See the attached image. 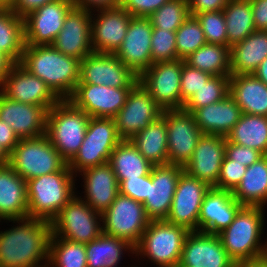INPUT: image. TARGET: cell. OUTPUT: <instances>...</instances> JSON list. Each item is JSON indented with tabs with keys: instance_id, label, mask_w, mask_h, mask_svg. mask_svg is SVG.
<instances>
[{
	"instance_id": "52",
	"label": "cell",
	"mask_w": 267,
	"mask_h": 267,
	"mask_svg": "<svg viewBox=\"0 0 267 267\" xmlns=\"http://www.w3.org/2000/svg\"><path fill=\"white\" fill-rule=\"evenodd\" d=\"M256 30L267 31V0H250Z\"/></svg>"
},
{
	"instance_id": "42",
	"label": "cell",
	"mask_w": 267,
	"mask_h": 267,
	"mask_svg": "<svg viewBox=\"0 0 267 267\" xmlns=\"http://www.w3.org/2000/svg\"><path fill=\"white\" fill-rule=\"evenodd\" d=\"M175 34L178 59H186L190 54L207 43L201 24L192 15L182 23Z\"/></svg>"
},
{
	"instance_id": "1",
	"label": "cell",
	"mask_w": 267,
	"mask_h": 267,
	"mask_svg": "<svg viewBox=\"0 0 267 267\" xmlns=\"http://www.w3.org/2000/svg\"><path fill=\"white\" fill-rule=\"evenodd\" d=\"M14 223L0 230V267H42L48 264L51 222L31 217L7 219Z\"/></svg>"
},
{
	"instance_id": "2",
	"label": "cell",
	"mask_w": 267,
	"mask_h": 267,
	"mask_svg": "<svg viewBox=\"0 0 267 267\" xmlns=\"http://www.w3.org/2000/svg\"><path fill=\"white\" fill-rule=\"evenodd\" d=\"M19 63L43 80L60 100L68 99L79 82L80 60L52 45H25Z\"/></svg>"
},
{
	"instance_id": "48",
	"label": "cell",
	"mask_w": 267,
	"mask_h": 267,
	"mask_svg": "<svg viewBox=\"0 0 267 267\" xmlns=\"http://www.w3.org/2000/svg\"><path fill=\"white\" fill-rule=\"evenodd\" d=\"M225 155L229 159L234 160V162H238L246 167L251 166L253 163L257 162L260 158L264 156L256 149L237 145L235 143L230 142L227 138Z\"/></svg>"
},
{
	"instance_id": "37",
	"label": "cell",
	"mask_w": 267,
	"mask_h": 267,
	"mask_svg": "<svg viewBox=\"0 0 267 267\" xmlns=\"http://www.w3.org/2000/svg\"><path fill=\"white\" fill-rule=\"evenodd\" d=\"M185 63L212 76H230V48L221 44L206 43L190 54Z\"/></svg>"
},
{
	"instance_id": "13",
	"label": "cell",
	"mask_w": 267,
	"mask_h": 267,
	"mask_svg": "<svg viewBox=\"0 0 267 267\" xmlns=\"http://www.w3.org/2000/svg\"><path fill=\"white\" fill-rule=\"evenodd\" d=\"M138 82L139 77L114 54L93 52L80 61L78 84L133 88Z\"/></svg>"
},
{
	"instance_id": "51",
	"label": "cell",
	"mask_w": 267,
	"mask_h": 267,
	"mask_svg": "<svg viewBox=\"0 0 267 267\" xmlns=\"http://www.w3.org/2000/svg\"><path fill=\"white\" fill-rule=\"evenodd\" d=\"M230 0H188L189 14L216 12L223 10Z\"/></svg>"
},
{
	"instance_id": "10",
	"label": "cell",
	"mask_w": 267,
	"mask_h": 267,
	"mask_svg": "<svg viewBox=\"0 0 267 267\" xmlns=\"http://www.w3.org/2000/svg\"><path fill=\"white\" fill-rule=\"evenodd\" d=\"M150 221L141 202L118 194L102 214V230L106 235L127 241L135 248Z\"/></svg>"
},
{
	"instance_id": "54",
	"label": "cell",
	"mask_w": 267,
	"mask_h": 267,
	"mask_svg": "<svg viewBox=\"0 0 267 267\" xmlns=\"http://www.w3.org/2000/svg\"><path fill=\"white\" fill-rule=\"evenodd\" d=\"M54 0H15L12 10L21 17Z\"/></svg>"
},
{
	"instance_id": "27",
	"label": "cell",
	"mask_w": 267,
	"mask_h": 267,
	"mask_svg": "<svg viewBox=\"0 0 267 267\" xmlns=\"http://www.w3.org/2000/svg\"><path fill=\"white\" fill-rule=\"evenodd\" d=\"M81 175L83 199L95 212L103 214L119 194V184L109 162L97 165L77 174Z\"/></svg>"
},
{
	"instance_id": "26",
	"label": "cell",
	"mask_w": 267,
	"mask_h": 267,
	"mask_svg": "<svg viewBox=\"0 0 267 267\" xmlns=\"http://www.w3.org/2000/svg\"><path fill=\"white\" fill-rule=\"evenodd\" d=\"M241 207L231 191L211 187L203 198L198 231L218 235L233 222Z\"/></svg>"
},
{
	"instance_id": "41",
	"label": "cell",
	"mask_w": 267,
	"mask_h": 267,
	"mask_svg": "<svg viewBox=\"0 0 267 267\" xmlns=\"http://www.w3.org/2000/svg\"><path fill=\"white\" fill-rule=\"evenodd\" d=\"M230 76H212L184 104L183 109L193 113L196 109L219 102L229 95Z\"/></svg>"
},
{
	"instance_id": "5",
	"label": "cell",
	"mask_w": 267,
	"mask_h": 267,
	"mask_svg": "<svg viewBox=\"0 0 267 267\" xmlns=\"http://www.w3.org/2000/svg\"><path fill=\"white\" fill-rule=\"evenodd\" d=\"M189 233L187 228L166 220L150 221L134 248V256L138 260L144 258L143 261L156 264L155 267L179 266L183 245Z\"/></svg>"
},
{
	"instance_id": "16",
	"label": "cell",
	"mask_w": 267,
	"mask_h": 267,
	"mask_svg": "<svg viewBox=\"0 0 267 267\" xmlns=\"http://www.w3.org/2000/svg\"><path fill=\"white\" fill-rule=\"evenodd\" d=\"M211 187L204 181L183 171L177 183L170 212L166 221L198 231V217L206 192Z\"/></svg>"
},
{
	"instance_id": "50",
	"label": "cell",
	"mask_w": 267,
	"mask_h": 267,
	"mask_svg": "<svg viewBox=\"0 0 267 267\" xmlns=\"http://www.w3.org/2000/svg\"><path fill=\"white\" fill-rule=\"evenodd\" d=\"M169 0H120L123 7L132 17L148 18Z\"/></svg>"
},
{
	"instance_id": "47",
	"label": "cell",
	"mask_w": 267,
	"mask_h": 267,
	"mask_svg": "<svg viewBox=\"0 0 267 267\" xmlns=\"http://www.w3.org/2000/svg\"><path fill=\"white\" fill-rule=\"evenodd\" d=\"M247 167L234 160L229 159L226 155L221 165L220 174L217 184L214 188L233 192L240 184Z\"/></svg>"
},
{
	"instance_id": "20",
	"label": "cell",
	"mask_w": 267,
	"mask_h": 267,
	"mask_svg": "<svg viewBox=\"0 0 267 267\" xmlns=\"http://www.w3.org/2000/svg\"><path fill=\"white\" fill-rule=\"evenodd\" d=\"M179 165H154L148 175V196L142 203L151 221L166 220L173 201L180 174Z\"/></svg>"
},
{
	"instance_id": "44",
	"label": "cell",
	"mask_w": 267,
	"mask_h": 267,
	"mask_svg": "<svg viewBox=\"0 0 267 267\" xmlns=\"http://www.w3.org/2000/svg\"><path fill=\"white\" fill-rule=\"evenodd\" d=\"M152 64L178 60L174 31L153 28L151 38Z\"/></svg>"
},
{
	"instance_id": "43",
	"label": "cell",
	"mask_w": 267,
	"mask_h": 267,
	"mask_svg": "<svg viewBox=\"0 0 267 267\" xmlns=\"http://www.w3.org/2000/svg\"><path fill=\"white\" fill-rule=\"evenodd\" d=\"M189 16L188 0H169L148 18L153 28L176 32Z\"/></svg>"
},
{
	"instance_id": "3",
	"label": "cell",
	"mask_w": 267,
	"mask_h": 267,
	"mask_svg": "<svg viewBox=\"0 0 267 267\" xmlns=\"http://www.w3.org/2000/svg\"><path fill=\"white\" fill-rule=\"evenodd\" d=\"M265 210L260 206H242L233 222L218 234L228 256L235 263L267 257V238L263 241L267 223Z\"/></svg>"
},
{
	"instance_id": "11",
	"label": "cell",
	"mask_w": 267,
	"mask_h": 267,
	"mask_svg": "<svg viewBox=\"0 0 267 267\" xmlns=\"http://www.w3.org/2000/svg\"><path fill=\"white\" fill-rule=\"evenodd\" d=\"M182 59L152 64L140 77V84L163 109H181Z\"/></svg>"
},
{
	"instance_id": "4",
	"label": "cell",
	"mask_w": 267,
	"mask_h": 267,
	"mask_svg": "<svg viewBox=\"0 0 267 267\" xmlns=\"http://www.w3.org/2000/svg\"><path fill=\"white\" fill-rule=\"evenodd\" d=\"M75 178L67 164L61 171L26 181L28 217L51 222L79 192Z\"/></svg>"
},
{
	"instance_id": "32",
	"label": "cell",
	"mask_w": 267,
	"mask_h": 267,
	"mask_svg": "<svg viewBox=\"0 0 267 267\" xmlns=\"http://www.w3.org/2000/svg\"><path fill=\"white\" fill-rule=\"evenodd\" d=\"M130 141L153 166L168 164L167 127L163 116L139 131Z\"/></svg>"
},
{
	"instance_id": "17",
	"label": "cell",
	"mask_w": 267,
	"mask_h": 267,
	"mask_svg": "<svg viewBox=\"0 0 267 267\" xmlns=\"http://www.w3.org/2000/svg\"><path fill=\"white\" fill-rule=\"evenodd\" d=\"M0 91L12 100L43 106L47 111L60 100L43 80L31 74L20 63H14L11 67Z\"/></svg>"
},
{
	"instance_id": "39",
	"label": "cell",
	"mask_w": 267,
	"mask_h": 267,
	"mask_svg": "<svg viewBox=\"0 0 267 267\" xmlns=\"http://www.w3.org/2000/svg\"><path fill=\"white\" fill-rule=\"evenodd\" d=\"M24 46V18L12 9H0V51L19 63Z\"/></svg>"
},
{
	"instance_id": "35",
	"label": "cell",
	"mask_w": 267,
	"mask_h": 267,
	"mask_svg": "<svg viewBox=\"0 0 267 267\" xmlns=\"http://www.w3.org/2000/svg\"><path fill=\"white\" fill-rule=\"evenodd\" d=\"M109 163L118 184L151 173L153 165L147 161L130 140H122L110 155Z\"/></svg>"
},
{
	"instance_id": "28",
	"label": "cell",
	"mask_w": 267,
	"mask_h": 267,
	"mask_svg": "<svg viewBox=\"0 0 267 267\" xmlns=\"http://www.w3.org/2000/svg\"><path fill=\"white\" fill-rule=\"evenodd\" d=\"M192 114L203 134L226 137L239 121L242 111L236 101L228 95L219 102L196 109Z\"/></svg>"
},
{
	"instance_id": "57",
	"label": "cell",
	"mask_w": 267,
	"mask_h": 267,
	"mask_svg": "<svg viewBox=\"0 0 267 267\" xmlns=\"http://www.w3.org/2000/svg\"><path fill=\"white\" fill-rule=\"evenodd\" d=\"M253 75L267 85V57L260 63Z\"/></svg>"
},
{
	"instance_id": "38",
	"label": "cell",
	"mask_w": 267,
	"mask_h": 267,
	"mask_svg": "<svg viewBox=\"0 0 267 267\" xmlns=\"http://www.w3.org/2000/svg\"><path fill=\"white\" fill-rule=\"evenodd\" d=\"M223 12L229 48L256 31L250 0H230Z\"/></svg>"
},
{
	"instance_id": "24",
	"label": "cell",
	"mask_w": 267,
	"mask_h": 267,
	"mask_svg": "<svg viewBox=\"0 0 267 267\" xmlns=\"http://www.w3.org/2000/svg\"><path fill=\"white\" fill-rule=\"evenodd\" d=\"M225 153V136L202 134L190 161L183 167L184 171L214 187L217 184Z\"/></svg>"
},
{
	"instance_id": "15",
	"label": "cell",
	"mask_w": 267,
	"mask_h": 267,
	"mask_svg": "<svg viewBox=\"0 0 267 267\" xmlns=\"http://www.w3.org/2000/svg\"><path fill=\"white\" fill-rule=\"evenodd\" d=\"M163 109L138 82L129 92L126 103L114 117L122 140H130L151 122L162 116Z\"/></svg>"
},
{
	"instance_id": "8",
	"label": "cell",
	"mask_w": 267,
	"mask_h": 267,
	"mask_svg": "<svg viewBox=\"0 0 267 267\" xmlns=\"http://www.w3.org/2000/svg\"><path fill=\"white\" fill-rule=\"evenodd\" d=\"M121 141L114 118L90 117L82 145L68 167L77 177L85 169L107 163Z\"/></svg>"
},
{
	"instance_id": "36",
	"label": "cell",
	"mask_w": 267,
	"mask_h": 267,
	"mask_svg": "<svg viewBox=\"0 0 267 267\" xmlns=\"http://www.w3.org/2000/svg\"><path fill=\"white\" fill-rule=\"evenodd\" d=\"M226 138L232 143L267 155V117L242 113Z\"/></svg>"
},
{
	"instance_id": "56",
	"label": "cell",
	"mask_w": 267,
	"mask_h": 267,
	"mask_svg": "<svg viewBox=\"0 0 267 267\" xmlns=\"http://www.w3.org/2000/svg\"><path fill=\"white\" fill-rule=\"evenodd\" d=\"M13 65L14 62L6 54L0 51V87L4 77L8 74Z\"/></svg>"
},
{
	"instance_id": "25",
	"label": "cell",
	"mask_w": 267,
	"mask_h": 267,
	"mask_svg": "<svg viewBox=\"0 0 267 267\" xmlns=\"http://www.w3.org/2000/svg\"><path fill=\"white\" fill-rule=\"evenodd\" d=\"M46 117L43 106L20 103L0 91V119L12 127L19 139L46 134Z\"/></svg>"
},
{
	"instance_id": "6",
	"label": "cell",
	"mask_w": 267,
	"mask_h": 267,
	"mask_svg": "<svg viewBox=\"0 0 267 267\" xmlns=\"http://www.w3.org/2000/svg\"><path fill=\"white\" fill-rule=\"evenodd\" d=\"M90 116L68 99L59 100L46 117V136L62 158L69 163L84 140Z\"/></svg>"
},
{
	"instance_id": "58",
	"label": "cell",
	"mask_w": 267,
	"mask_h": 267,
	"mask_svg": "<svg viewBox=\"0 0 267 267\" xmlns=\"http://www.w3.org/2000/svg\"><path fill=\"white\" fill-rule=\"evenodd\" d=\"M234 267H267V257L256 261L238 262Z\"/></svg>"
},
{
	"instance_id": "49",
	"label": "cell",
	"mask_w": 267,
	"mask_h": 267,
	"mask_svg": "<svg viewBox=\"0 0 267 267\" xmlns=\"http://www.w3.org/2000/svg\"><path fill=\"white\" fill-rule=\"evenodd\" d=\"M119 194L143 203L148 196V175L124 179L119 183Z\"/></svg>"
},
{
	"instance_id": "23",
	"label": "cell",
	"mask_w": 267,
	"mask_h": 267,
	"mask_svg": "<svg viewBox=\"0 0 267 267\" xmlns=\"http://www.w3.org/2000/svg\"><path fill=\"white\" fill-rule=\"evenodd\" d=\"M234 267L218 235L190 231L183 245L180 267Z\"/></svg>"
},
{
	"instance_id": "19",
	"label": "cell",
	"mask_w": 267,
	"mask_h": 267,
	"mask_svg": "<svg viewBox=\"0 0 267 267\" xmlns=\"http://www.w3.org/2000/svg\"><path fill=\"white\" fill-rule=\"evenodd\" d=\"M131 18L120 5L92 11V50L95 53L114 54L126 36Z\"/></svg>"
},
{
	"instance_id": "30",
	"label": "cell",
	"mask_w": 267,
	"mask_h": 267,
	"mask_svg": "<svg viewBox=\"0 0 267 267\" xmlns=\"http://www.w3.org/2000/svg\"><path fill=\"white\" fill-rule=\"evenodd\" d=\"M229 95L242 113L267 117V85L253 74L230 75Z\"/></svg>"
},
{
	"instance_id": "22",
	"label": "cell",
	"mask_w": 267,
	"mask_h": 267,
	"mask_svg": "<svg viewBox=\"0 0 267 267\" xmlns=\"http://www.w3.org/2000/svg\"><path fill=\"white\" fill-rule=\"evenodd\" d=\"M92 12L74 7L67 15L63 28L51 44L64 55L82 61L94 51L91 43Z\"/></svg>"
},
{
	"instance_id": "7",
	"label": "cell",
	"mask_w": 267,
	"mask_h": 267,
	"mask_svg": "<svg viewBox=\"0 0 267 267\" xmlns=\"http://www.w3.org/2000/svg\"><path fill=\"white\" fill-rule=\"evenodd\" d=\"M68 163L46 134L20 139L9 154L8 165L24 180L61 171Z\"/></svg>"
},
{
	"instance_id": "34",
	"label": "cell",
	"mask_w": 267,
	"mask_h": 267,
	"mask_svg": "<svg viewBox=\"0 0 267 267\" xmlns=\"http://www.w3.org/2000/svg\"><path fill=\"white\" fill-rule=\"evenodd\" d=\"M85 250L87 267H120L118 265L122 264L121 259L125 253L132 254L131 257L135 253L130 243L105 233L86 243Z\"/></svg>"
},
{
	"instance_id": "59",
	"label": "cell",
	"mask_w": 267,
	"mask_h": 267,
	"mask_svg": "<svg viewBox=\"0 0 267 267\" xmlns=\"http://www.w3.org/2000/svg\"><path fill=\"white\" fill-rule=\"evenodd\" d=\"M9 162V155L5 150L0 146V166L7 165Z\"/></svg>"
},
{
	"instance_id": "9",
	"label": "cell",
	"mask_w": 267,
	"mask_h": 267,
	"mask_svg": "<svg viewBox=\"0 0 267 267\" xmlns=\"http://www.w3.org/2000/svg\"><path fill=\"white\" fill-rule=\"evenodd\" d=\"M76 193L51 221L52 235L66 240L89 243L102 233V215L95 212Z\"/></svg>"
},
{
	"instance_id": "18",
	"label": "cell",
	"mask_w": 267,
	"mask_h": 267,
	"mask_svg": "<svg viewBox=\"0 0 267 267\" xmlns=\"http://www.w3.org/2000/svg\"><path fill=\"white\" fill-rule=\"evenodd\" d=\"M132 88H114L104 85L77 84L68 100L90 117L114 118L126 103Z\"/></svg>"
},
{
	"instance_id": "33",
	"label": "cell",
	"mask_w": 267,
	"mask_h": 267,
	"mask_svg": "<svg viewBox=\"0 0 267 267\" xmlns=\"http://www.w3.org/2000/svg\"><path fill=\"white\" fill-rule=\"evenodd\" d=\"M232 195L242 206L267 207V155L247 167Z\"/></svg>"
},
{
	"instance_id": "40",
	"label": "cell",
	"mask_w": 267,
	"mask_h": 267,
	"mask_svg": "<svg viewBox=\"0 0 267 267\" xmlns=\"http://www.w3.org/2000/svg\"><path fill=\"white\" fill-rule=\"evenodd\" d=\"M50 267H87L85 244L51 236Z\"/></svg>"
},
{
	"instance_id": "55",
	"label": "cell",
	"mask_w": 267,
	"mask_h": 267,
	"mask_svg": "<svg viewBox=\"0 0 267 267\" xmlns=\"http://www.w3.org/2000/svg\"><path fill=\"white\" fill-rule=\"evenodd\" d=\"M120 5V0H75V6L87 11L113 8Z\"/></svg>"
},
{
	"instance_id": "31",
	"label": "cell",
	"mask_w": 267,
	"mask_h": 267,
	"mask_svg": "<svg viewBox=\"0 0 267 267\" xmlns=\"http://www.w3.org/2000/svg\"><path fill=\"white\" fill-rule=\"evenodd\" d=\"M267 57V31L256 30L230 48L231 75L253 74Z\"/></svg>"
},
{
	"instance_id": "21",
	"label": "cell",
	"mask_w": 267,
	"mask_h": 267,
	"mask_svg": "<svg viewBox=\"0 0 267 267\" xmlns=\"http://www.w3.org/2000/svg\"><path fill=\"white\" fill-rule=\"evenodd\" d=\"M152 30L149 18L132 17L126 36L114 53L138 77L152 65Z\"/></svg>"
},
{
	"instance_id": "45",
	"label": "cell",
	"mask_w": 267,
	"mask_h": 267,
	"mask_svg": "<svg viewBox=\"0 0 267 267\" xmlns=\"http://www.w3.org/2000/svg\"><path fill=\"white\" fill-rule=\"evenodd\" d=\"M201 24L207 43L228 46L226 22L223 10L194 14Z\"/></svg>"
},
{
	"instance_id": "14",
	"label": "cell",
	"mask_w": 267,
	"mask_h": 267,
	"mask_svg": "<svg viewBox=\"0 0 267 267\" xmlns=\"http://www.w3.org/2000/svg\"><path fill=\"white\" fill-rule=\"evenodd\" d=\"M75 7V0H54L24 16L25 45H51L66 15Z\"/></svg>"
},
{
	"instance_id": "46",
	"label": "cell",
	"mask_w": 267,
	"mask_h": 267,
	"mask_svg": "<svg viewBox=\"0 0 267 267\" xmlns=\"http://www.w3.org/2000/svg\"><path fill=\"white\" fill-rule=\"evenodd\" d=\"M211 74L203 72L197 68H193L183 63L181 73V109L189 98L199 90L210 78Z\"/></svg>"
},
{
	"instance_id": "12",
	"label": "cell",
	"mask_w": 267,
	"mask_h": 267,
	"mask_svg": "<svg viewBox=\"0 0 267 267\" xmlns=\"http://www.w3.org/2000/svg\"><path fill=\"white\" fill-rule=\"evenodd\" d=\"M168 164L184 167L191 159L199 138L202 136L193 114L182 109H165Z\"/></svg>"
},
{
	"instance_id": "60",
	"label": "cell",
	"mask_w": 267,
	"mask_h": 267,
	"mask_svg": "<svg viewBox=\"0 0 267 267\" xmlns=\"http://www.w3.org/2000/svg\"><path fill=\"white\" fill-rule=\"evenodd\" d=\"M15 0H0V9H12Z\"/></svg>"
},
{
	"instance_id": "53",
	"label": "cell",
	"mask_w": 267,
	"mask_h": 267,
	"mask_svg": "<svg viewBox=\"0 0 267 267\" xmlns=\"http://www.w3.org/2000/svg\"><path fill=\"white\" fill-rule=\"evenodd\" d=\"M12 127L0 119V146L9 155L19 142Z\"/></svg>"
},
{
	"instance_id": "29",
	"label": "cell",
	"mask_w": 267,
	"mask_h": 267,
	"mask_svg": "<svg viewBox=\"0 0 267 267\" xmlns=\"http://www.w3.org/2000/svg\"><path fill=\"white\" fill-rule=\"evenodd\" d=\"M28 217L27 185L8 164L0 166V221Z\"/></svg>"
}]
</instances>
